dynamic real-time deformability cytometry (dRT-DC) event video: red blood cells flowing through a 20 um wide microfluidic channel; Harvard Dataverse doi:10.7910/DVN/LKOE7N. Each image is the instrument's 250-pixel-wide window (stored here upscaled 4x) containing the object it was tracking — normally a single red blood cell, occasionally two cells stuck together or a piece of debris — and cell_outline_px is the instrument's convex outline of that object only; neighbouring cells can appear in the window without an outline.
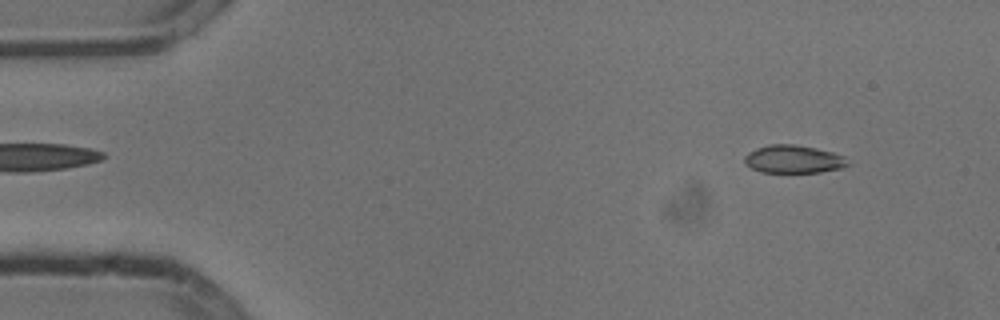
{"species": "common noctule bat (a hibernating species)", "species_latin": "Nyctalus noctula", "temperature_condition": "cold", "stored_images_in_passage": 5, "camera_frame_rate_fps": 3000, "um_per_image_px": 0.085, "animal": {"sex": "male", "body_mass_g": 13.3}, "frame": {"image": 1, "passage_image": 1, "time_ms": 0.0, "image_size_px": [1000, 320], "cell_outline_px": [[852, 164], [840, 168], [820, 172], [760, 172], [744, 164], [744, 156], [748, 152], [756, 148], [768, 144], [792, 144], [816, 148], [832, 152], [844, 156]], "centroid_in_image_um": [67.43, 13.53], "position_along_channel_um": 17.6, "area_um2": 16.94}}
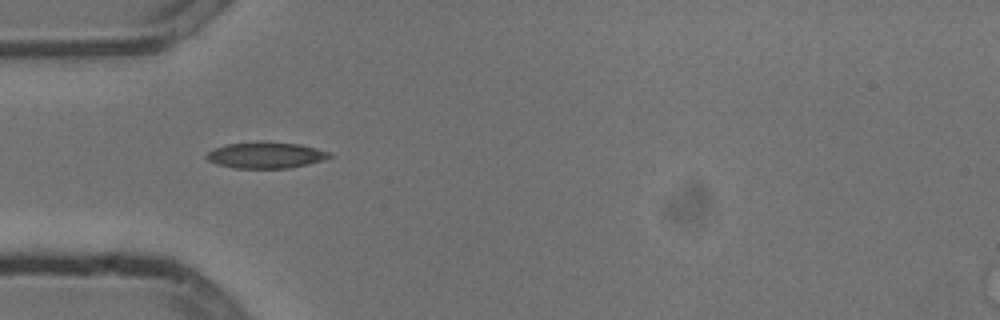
{"frame": {"image": 2, "passage_image": 4, "time_ms": 1.0, "image_size_px": [1000, 320], "cell_outline_px": [[332, 156], [324, 160], [308, 164], [288, 168], [236, 168], [220, 164], [208, 160], [204, 156], [212, 148], [224, 144], [300, 144], [332, 152]], "centroid_in_image_um": [22.62, 13.22], "position_along_channel_um": 62.4, "area_um2": 18.03}}
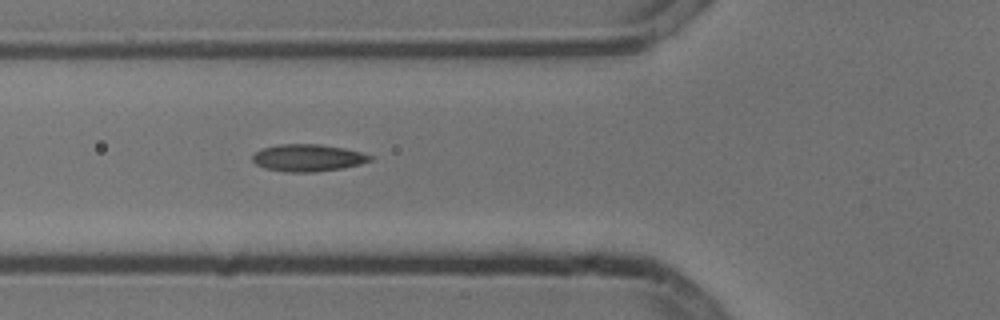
{"frame": {"image": 3, "passage_image": 5, "time_ms": 1.333, "image_size_px": [1000, 320], "cell_outline_px": [[372, 160], [360, 164], [344, 168], [312, 172], [284, 172], [264, 168], [256, 164], [252, 160], [252, 156], [256, 152], [264, 148], [276, 144], [320, 144], [344, 148], [360, 152], [372, 156]], "centroid_in_image_um": [26.16, 13.42], "position_along_channel_um": 99.6, "area_um2": 18.61}}